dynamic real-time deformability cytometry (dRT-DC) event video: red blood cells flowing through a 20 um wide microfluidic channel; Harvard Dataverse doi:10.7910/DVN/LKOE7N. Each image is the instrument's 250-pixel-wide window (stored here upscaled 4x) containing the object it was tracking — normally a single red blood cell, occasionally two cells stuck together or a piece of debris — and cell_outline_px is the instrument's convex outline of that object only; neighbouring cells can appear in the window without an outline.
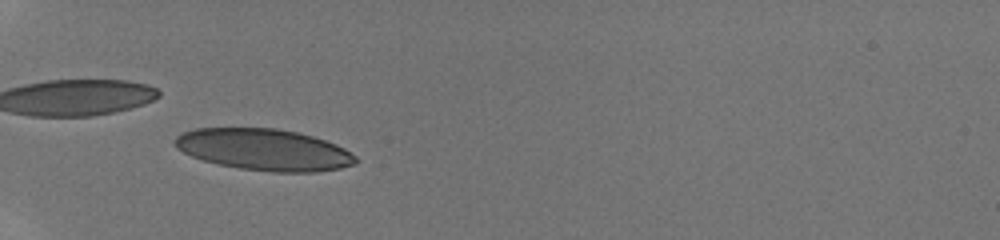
{"species": "human", "species_latin": "Homo sapiens", "temperature_condition": "room temperature", "stored_images_in_passage": 46, "camera_frame_rate_fps": 3000, "um_per_image_px": 0.085, "donor": {"sex": "male"}, "frame": {"image": 1, "passage_image": 1, "time_ms": 0.0, "image_size_px": [1000, 240], "cell_outline_px": [[360, 160], [356, 164], [340, 168], [316, 172], [272, 172], [240, 168], [220, 164], [204, 160], [192, 156], [176, 148], [172, 140], [176, 136], [184, 132], [196, 128], [276, 128], [296, 132], [312, 136], [336, 144], [344, 148], [356, 156]], "centroid_in_image_um": [22.46, 12.72], "position_along_channel_um": 62.5, "area_um2": 43.75}}
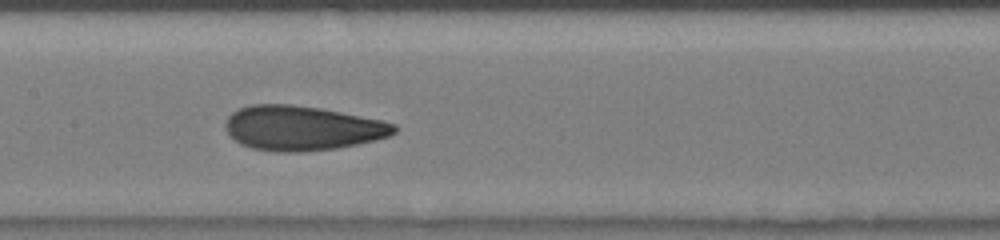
{"frame": {"image": 2, "passage_image": 13, "time_ms": 3.333, "image_size_px": [1000, 240], "cell_outline_px": [[396, 132], [388, 136], [376, 140], [336, 148], [296, 152], [280, 152], [252, 148], [240, 144], [228, 132], [224, 124], [228, 116], [232, 112], [240, 108], [252, 104], [288, 104], [320, 108], [384, 120], [396, 124]], "centroid_in_image_um": [25.69, 10.88], "position_along_channel_um": 181.7, "area_um2": 43.75}}
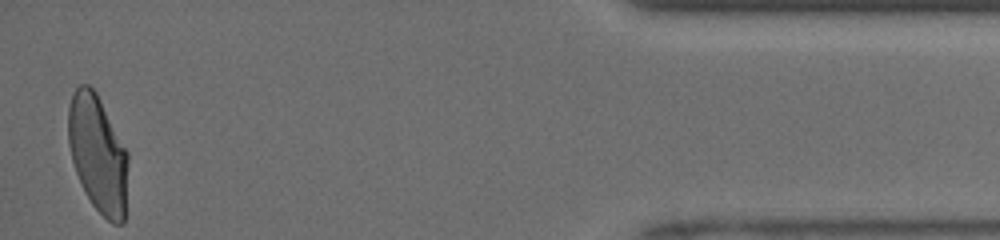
{"frame": {"image": 3, "passage_image": 45, "time_ms": 10.667, "image_size_px": [1000, 240], "cell_outline_px": [[128, 164], [124, 224], [112, 224], [92, 204], [84, 192], [76, 172], [72, 160], [68, 144], [68, 108], [72, 92], [80, 84], [88, 84], [96, 92], [128, 152]], "centroid_in_image_um": [8.31, 13.08], "position_along_channel_um": 426.9, "area_um2": 40.98}, "authors_computed_cell_mechanics": {"area_um2": 42.4252, "velocity_mm_per_s": 4.1385, "shape_relaxation_time_tau1_ms": 6.8776, "shape_relaxation_time_tau2_ms": 0.9379, "deformation_change_tau1": 0.2154, "deformation_change_tau2": 0.063}}